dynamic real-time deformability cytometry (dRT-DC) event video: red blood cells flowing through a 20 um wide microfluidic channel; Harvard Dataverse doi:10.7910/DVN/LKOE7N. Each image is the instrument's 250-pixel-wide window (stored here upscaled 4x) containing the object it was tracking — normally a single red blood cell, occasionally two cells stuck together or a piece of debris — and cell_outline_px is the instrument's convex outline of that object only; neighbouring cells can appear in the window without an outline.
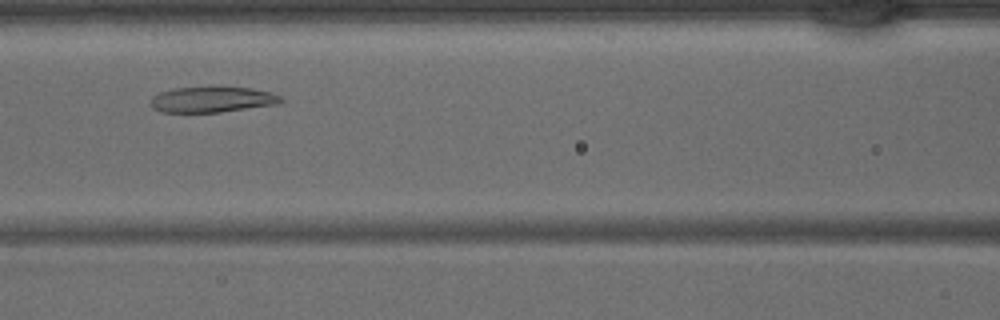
{"species": "common noctule bat (a hibernating species)", "species_latin": "Nyctalus noctula", "temperature_condition": "warm", "stored_images_in_passage": 35, "camera_frame_rate_fps": 3000, "um_per_image_px": 0.085, "animal": {"sex": "male", "body_mass_g": 15.6}, "frame": {"image": 1, "passage_image": 11, "time_ms": 3.333, "image_size_px": [1000, 320], "cell_outline_px": [[284, 100], [280, 104], [220, 112], [160, 112], [152, 108], [152, 96], [160, 92], [172, 88], [204, 84], [216, 84], [252, 88], [268, 92], [280, 96]], "centroid_in_image_um": [18.03, 8.4], "position_along_channel_um": 148.6, "area_um2": 20.52}}
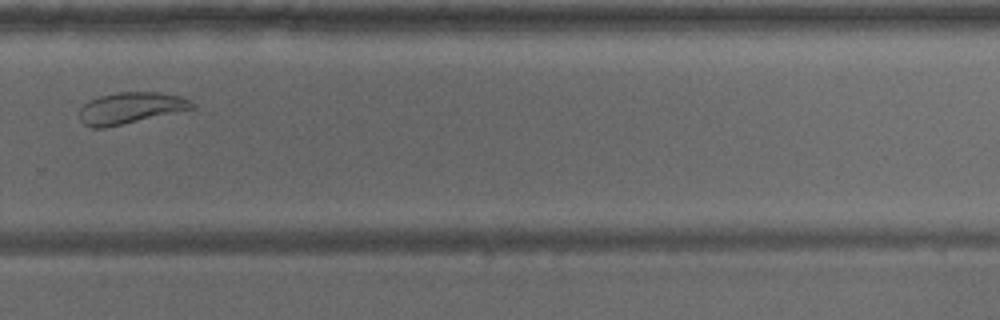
{"frame": {"image": 2, "passage_image": 22, "time_ms": 7.0, "image_size_px": [1000, 320], "cell_outline_px": [[196, 108], [104, 128], [92, 128], [84, 124], [80, 120], [80, 108], [88, 100], [100, 96], [120, 92], [160, 92], [180, 96], [196, 104]], "centroid_in_image_um": [11.09, 9.18], "position_along_channel_um": 318.7, "area_um2": 20.52}}
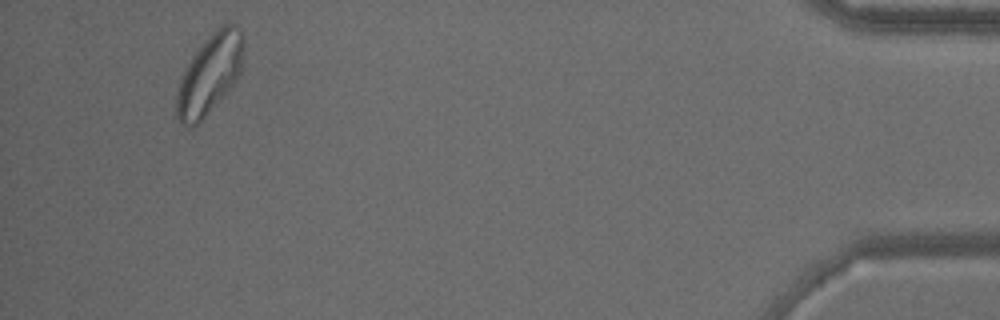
{"frame": {"image": 3, "passage_image": 33, "time_ms": 10.667, "image_size_px": [1000, 320], "cell_outline_px": [[244, 44], [240, 76], [224, 96], [192, 128], [188, 128], [180, 124], [176, 116], [176, 96], [180, 76], [192, 56], [204, 40], [208, 36], [224, 24], [236, 24], [244, 32]], "centroid_in_image_um": [17.82, 6.3], "position_along_channel_um": 417.4, "area_um2": 31.39}}